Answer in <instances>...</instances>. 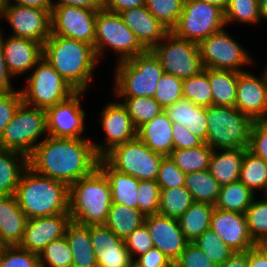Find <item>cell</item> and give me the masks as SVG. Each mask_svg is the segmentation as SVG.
Returning a JSON list of instances; mask_svg holds the SVG:
<instances>
[{
	"mask_svg": "<svg viewBox=\"0 0 267 267\" xmlns=\"http://www.w3.org/2000/svg\"><path fill=\"white\" fill-rule=\"evenodd\" d=\"M107 47L118 53L116 63L129 60L147 51L119 13L103 8L97 11L96 18L94 49L98 59Z\"/></svg>",
	"mask_w": 267,
	"mask_h": 267,
	"instance_id": "cell-7",
	"label": "cell"
},
{
	"mask_svg": "<svg viewBox=\"0 0 267 267\" xmlns=\"http://www.w3.org/2000/svg\"><path fill=\"white\" fill-rule=\"evenodd\" d=\"M144 224L150 232L154 247L174 264L189 243L180 229L178 220L155 214L146 216Z\"/></svg>",
	"mask_w": 267,
	"mask_h": 267,
	"instance_id": "cell-21",
	"label": "cell"
},
{
	"mask_svg": "<svg viewBox=\"0 0 267 267\" xmlns=\"http://www.w3.org/2000/svg\"><path fill=\"white\" fill-rule=\"evenodd\" d=\"M145 216L129 206L112 203L105 225L119 238H127L144 224Z\"/></svg>",
	"mask_w": 267,
	"mask_h": 267,
	"instance_id": "cell-34",
	"label": "cell"
},
{
	"mask_svg": "<svg viewBox=\"0 0 267 267\" xmlns=\"http://www.w3.org/2000/svg\"><path fill=\"white\" fill-rule=\"evenodd\" d=\"M256 193H253L242 182L237 181L220 188L215 208L245 214L252 204Z\"/></svg>",
	"mask_w": 267,
	"mask_h": 267,
	"instance_id": "cell-36",
	"label": "cell"
},
{
	"mask_svg": "<svg viewBox=\"0 0 267 267\" xmlns=\"http://www.w3.org/2000/svg\"><path fill=\"white\" fill-rule=\"evenodd\" d=\"M121 98H123L121 103L126 108L136 129L164 111L153 97Z\"/></svg>",
	"mask_w": 267,
	"mask_h": 267,
	"instance_id": "cell-41",
	"label": "cell"
},
{
	"mask_svg": "<svg viewBox=\"0 0 267 267\" xmlns=\"http://www.w3.org/2000/svg\"><path fill=\"white\" fill-rule=\"evenodd\" d=\"M98 167L110 183L112 203L137 209L139 180L114 169L104 158L99 159Z\"/></svg>",
	"mask_w": 267,
	"mask_h": 267,
	"instance_id": "cell-28",
	"label": "cell"
},
{
	"mask_svg": "<svg viewBox=\"0 0 267 267\" xmlns=\"http://www.w3.org/2000/svg\"><path fill=\"white\" fill-rule=\"evenodd\" d=\"M225 25L240 21L241 23L257 24L262 18L259 11V0H229L224 12Z\"/></svg>",
	"mask_w": 267,
	"mask_h": 267,
	"instance_id": "cell-44",
	"label": "cell"
},
{
	"mask_svg": "<svg viewBox=\"0 0 267 267\" xmlns=\"http://www.w3.org/2000/svg\"><path fill=\"white\" fill-rule=\"evenodd\" d=\"M160 189L159 215L178 219L194 203L185 186Z\"/></svg>",
	"mask_w": 267,
	"mask_h": 267,
	"instance_id": "cell-39",
	"label": "cell"
},
{
	"mask_svg": "<svg viewBox=\"0 0 267 267\" xmlns=\"http://www.w3.org/2000/svg\"><path fill=\"white\" fill-rule=\"evenodd\" d=\"M27 217L20 209L15 195H0V236L6 246L22 242Z\"/></svg>",
	"mask_w": 267,
	"mask_h": 267,
	"instance_id": "cell-26",
	"label": "cell"
},
{
	"mask_svg": "<svg viewBox=\"0 0 267 267\" xmlns=\"http://www.w3.org/2000/svg\"><path fill=\"white\" fill-rule=\"evenodd\" d=\"M22 103L23 99L20 89L11 92H0V139L5 127L12 120Z\"/></svg>",
	"mask_w": 267,
	"mask_h": 267,
	"instance_id": "cell-52",
	"label": "cell"
},
{
	"mask_svg": "<svg viewBox=\"0 0 267 267\" xmlns=\"http://www.w3.org/2000/svg\"><path fill=\"white\" fill-rule=\"evenodd\" d=\"M84 91H75L67 99L46 109V129L55 138H83L85 111L81 109L80 97Z\"/></svg>",
	"mask_w": 267,
	"mask_h": 267,
	"instance_id": "cell-15",
	"label": "cell"
},
{
	"mask_svg": "<svg viewBox=\"0 0 267 267\" xmlns=\"http://www.w3.org/2000/svg\"><path fill=\"white\" fill-rule=\"evenodd\" d=\"M183 98L190 100L196 106L207 108L213 105L209 69L204 68L199 74L183 79Z\"/></svg>",
	"mask_w": 267,
	"mask_h": 267,
	"instance_id": "cell-40",
	"label": "cell"
},
{
	"mask_svg": "<svg viewBox=\"0 0 267 267\" xmlns=\"http://www.w3.org/2000/svg\"><path fill=\"white\" fill-rule=\"evenodd\" d=\"M239 181L253 193L267 188V162L248 148L242 159Z\"/></svg>",
	"mask_w": 267,
	"mask_h": 267,
	"instance_id": "cell-37",
	"label": "cell"
},
{
	"mask_svg": "<svg viewBox=\"0 0 267 267\" xmlns=\"http://www.w3.org/2000/svg\"><path fill=\"white\" fill-rule=\"evenodd\" d=\"M219 267H248V251L235 252Z\"/></svg>",
	"mask_w": 267,
	"mask_h": 267,
	"instance_id": "cell-62",
	"label": "cell"
},
{
	"mask_svg": "<svg viewBox=\"0 0 267 267\" xmlns=\"http://www.w3.org/2000/svg\"><path fill=\"white\" fill-rule=\"evenodd\" d=\"M173 150L190 149L201 146L204 142L190 133V131L181 124L173 123Z\"/></svg>",
	"mask_w": 267,
	"mask_h": 267,
	"instance_id": "cell-55",
	"label": "cell"
},
{
	"mask_svg": "<svg viewBox=\"0 0 267 267\" xmlns=\"http://www.w3.org/2000/svg\"><path fill=\"white\" fill-rule=\"evenodd\" d=\"M215 206L210 203L194 202L177 220L186 240L191 243L210 229Z\"/></svg>",
	"mask_w": 267,
	"mask_h": 267,
	"instance_id": "cell-32",
	"label": "cell"
},
{
	"mask_svg": "<svg viewBox=\"0 0 267 267\" xmlns=\"http://www.w3.org/2000/svg\"><path fill=\"white\" fill-rule=\"evenodd\" d=\"M111 205L110 183L99 167L69 186V213L74 223L105 224Z\"/></svg>",
	"mask_w": 267,
	"mask_h": 267,
	"instance_id": "cell-4",
	"label": "cell"
},
{
	"mask_svg": "<svg viewBox=\"0 0 267 267\" xmlns=\"http://www.w3.org/2000/svg\"><path fill=\"white\" fill-rule=\"evenodd\" d=\"M32 70L25 88L20 90L26 105L46 110L75 92L43 57Z\"/></svg>",
	"mask_w": 267,
	"mask_h": 267,
	"instance_id": "cell-8",
	"label": "cell"
},
{
	"mask_svg": "<svg viewBox=\"0 0 267 267\" xmlns=\"http://www.w3.org/2000/svg\"><path fill=\"white\" fill-rule=\"evenodd\" d=\"M71 223L70 213L27 219L19 246L39 255L51 241L65 237Z\"/></svg>",
	"mask_w": 267,
	"mask_h": 267,
	"instance_id": "cell-18",
	"label": "cell"
},
{
	"mask_svg": "<svg viewBox=\"0 0 267 267\" xmlns=\"http://www.w3.org/2000/svg\"><path fill=\"white\" fill-rule=\"evenodd\" d=\"M124 241L132 259H137V256L147 253L154 247L150 232L145 224L134 230Z\"/></svg>",
	"mask_w": 267,
	"mask_h": 267,
	"instance_id": "cell-51",
	"label": "cell"
},
{
	"mask_svg": "<svg viewBox=\"0 0 267 267\" xmlns=\"http://www.w3.org/2000/svg\"><path fill=\"white\" fill-rule=\"evenodd\" d=\"M213 149L203 143L201 146L190 149L173 150L169 157L184 172L208 170Z\"/></svg>",
	"mask_w": 267,
	"mask_h": 267,
	"instance_id": "cell-38",
	"label": "cell"
},
{
	"mask_svg": "<svg viewBox=\"0 0 267 267\" xmlns=\"http://www.w3.org/2000/svg\"><path fill=\"white\" fill-rule=\"evenodd\" d=\"M194 243L217 266L222 265L235 251L211 229L206 230Z\"/></svg>",
	"mask_w": 267,
	"mask_h": 267,
	"instance_id": "cell-42",
	"label": "cell"
},
{
	"mask_svg": "<svg viewBox=\"0 0 267 267\" xmlns=\"http://www.w3.org/2000/svg\"><path fill=\"white\" fill-rule=\"evenodd\" d=\"M194 202L215 205L221 186L209 170L186 173L185 185Z\"/></svg>",
	"mask_w": 267,
	"mask_h": 267,
	"instance_id": "cell-35",
	"label": "cell"
},
{
	"mask_svg": "<svg viewBox=\"0 0 267 267\" xmlns=\"http://www.w3.org/2000/svg\"><path fill=\"white\" fill-rule=\"evenodd\" d=\"M43 58L75 91L84 92L99 63L94 46L57 35H50L43 44Z\"/></svg>",
	"mask_w": 267,
	"mask_h": 267,
	"instance_id": "cell-2",
	"label": "cell"
},
{
	"mask_svg": "<svg viewBox=\"0 0 267 267\" xmlns=\"http://www.w3.org/2000/svg\"><path fill=\"white\" fill-rule=\"evenodd\" d=\"M248 149L267 162V120L253 123Z\"/></svg>",
	"mask_w": 267,
	"mask_h": 267,
	"instance_id": "cell-54",
	"label": "cell"
},
{
	"mask_svg": "<svg viewBox=\"0 0 267 267\" xmlns=\"http://www.w3.org/2000/svg\"><path fill=\"white\" fill-rule=\"evenodd\" d=\"M201 1L214 5L220 8L223 12H225V10L228 7V3H229V0H201Z\"/></svg>",
	"mask_w": 267,
	"mask_h": 267,
	"instance_id": "cell-63",
	"label": "cell"
},
{
	"mask_svg": "<svg viewBox=\"0 0 267 267\" xmlns=\"http://www.w3.org/2000/svg\"><path fill=\"white\" fill-rule=\"evenodd\" d=\"M0 28V44L9 73L15 77L28 73L43 57V44L11 36L5 39Z\"/></svg>",
	"mask_w": 267,
	"mask_h": 267,
	"instance_id": "cell-22",
	"label": "cell"
},
{
	"mask_svg": "<svg viewBox=\"0 0 267 267\" xmlns=\"http://www.w3.org/2000/svg\"><path fill=\"white\" fill-rule=\"evenodd\" d=\"M65 237L73 254L72 267H98L90 240V225L83 226L72 222Z\"/></svg>",
	"mask_w": 267,
	"mask_h": 267,
	"instance_id": "cell-31",
	"label": "cell"
},
{
	"mask_svg": "<svg viewBox=\"0 0 267 267\" xmlns=\"http://www.w3.org/2000/svg\"><path fill=\"white\" fill-rule=\"evenodd\" d=\"M246 220L252 239L257 244H267V201L256 200L246 210Z\"/></svg>",
	"mask_w": 267,
	"mask_h": 267,
	"instance_id": "cell-43",
	"label": "cell"
},
{
	"mask_svg": "<svg viewBox=\"0 0 267 267\" xmlns=\"http://www.w3.org/2000/svg\"><path fill=\"white\" fill-rule=\"evenodd\" d=\"M203 67L215 70L245 71L242 66L252 63V57L224 29L211 34L199 44Z\"/></svg>",
	"mask_w": 267,
	"mask_h": 267,
	"instance_id": "cell-13",
	"label": "cell"
},
{
	"mask_svg": "<svg viewBox=\"0 0 267 267\" xmlns=\"http://www.w3.org/2000/svg\"><path fill=\"white\" fill-rule=\"evenodd\" d=\"M97 11L77 6H57L51 11V34L94 46Z\"/></svg>",
	"mask_w": 267,
	"mask_h": 267,
	"instance_id": "cell-14",
	"label": "cell"
},
{
	"mask_svg": "<svg viewBox=\"0 0 267 267\" xmlns=\"http://www.w3.org/2000/svg\"><path fill=\"white\" fill-rule=\"evenodd\" d=\"M99 119L106 134V144H96L95 142L93 144L96 154L100 158H103L115 146L137 138V129L120 101L110 102L104 106Z\"/></svg>",
	"mask_w": 267,
	"mask_h": 267,
	"instance_id": "cell-17",
	"label": "cell"
},
{
	"mask_svg": "<svg viewBox=\"0 0 267 267\" xmlns=\"http://www.w3.org/2000/svg\"><path fill=\"white\" fill-rule=\"evenodd\" d=\"M265 192H263L265 195H263V196H265V197H263L266 201H267V188L264 190Z\"/></svg>",
	"mask_w": 267,
	"mask_h": 267,
	"instance_id": "cell-68",
	"label": "cell"
},
{
	"mask_svg": "<svg viewBox=\"0 0 267 267\" xmlns=\"http://www.w3.org/2000/svg\"><path fill=\"white\" fill-rule=\"evenodd\" d=\"M209 82L214 106L235 107L238 72L209 69Z\"/></svg>",
	"mask_w": 267,
	"mask_h": 267,
	"instance_id": "cell-33",
	"label": "cell"
},
{
	"mask_svg": "<svg viewBox=\"0 0 267 267\" xmlns=\"http://www.w3.org/2000/svg\"><path fill=\"white\" fill-rule=\"evenodd\" d=\"M247 148L218 150L221 152L213 150L208 170L221 187L239 181L241 163Z\"/></svg>",
	"mask_w": 267,
	"mask_h": 267,
	"instance_id": "cell-29",
	"label": "cell"
},
{
	"mask_svg": "<svg viewBox=\"0 0 267 267\" xmlns=\"http://www.w3.org/2000/svg\"><path fill=\"white\" fill-rule=\"evenodd\" d=\"M184 173L169 156H165L159 167L156 182L160 188H175L185 185Z\"/></svg>",
	"mask_w": 267,
	"mask_h": 267,
	"instance_id": "cell-50",
	"label": "cell"
},
{
	"mask_svg": "<svg viewBox=\"0 0 267 267\" xmlns=\"http://www.w3.org/2000/svg\"><path fill=\"white\" fill-rule=\"evenodd\" d=\"M248 267H267V244H258L248 250Z\"/></svg>",
	"mask_w": 267,
	"mask_h": 267,
	"instance_id": "cell-58",
	"label": "cell"
},
{
	"mask_svg": "<svg viewBox=\"0 0 267 267\" xmlns=\"http://www.w3.org/2000/svg\"><path fill=\"white\" fill-rule=\"evenodd\" d=\"M174 267H217L194 243H188Z\"/></svg>",
	"mask_w": 267,
	"mask_h": 267,
	"instance_id": "cell-53",
	"label": "cell"
},
{
	"mask_svg": "<svg viewBox=\"0 0 267 267\" xmlns=\"http://www.w3.org/2000/svg\"><path fill=\"white\" fill-rule=\"evenodd\" d=\"M99 159L89 139L48 135L28 156V167L39 175L70 186L92 173L98 167Z\"/></svg>",
	"mask_w": 267,
	"mask_h": 267,
	"instance_id": "cell-1",
	"label": "cell"
},
{
	"mask_svg": "<svg viewBox=\"0 0 267 267\" xmlns=\"http://www.w3.org/2000/svg\"><path fill=\"white\" fill-rule=\"evenodd\" d=\"M165 156L155 153L138 138L115 146L103 158L116 170L140 180H156Z\"/></svg>",
	"mask_w": 267,
	"mask_h": 267,
	"instance_id": "cell-12",
	"label": "cell"
},
{
	"mask_svg": "<svg viewBox=\"0 0 267 267\" xmlns=\"http://www.w3.org/2000/svg\"><path fill=\"white\" fill-rule=\"evenodd\" d=\"M7 4V0H0V18H1V13L3 11L4 6ZM1 20V19H0Z\"/></svg>",
	"mask_w": 267,
	"mask_h": 267,
	"instance_id": "cell-66",
	"label": "cell"
},
{
	"mask_svg": "<svg viewBox=\"0 0 267 267\" xmlns=\"http://www.w3.org/2000/svg\"><path fill=\"white\" fill-rule=\"evenodd\" d=\"M164 111L172 123L183 125L190 133L206 143L208 127L206 107L196 106L190 100L182 97Z\"/></svg>",
	"mask_w": 267,
	"mask_h": 267,
	"instance_id": "cell-27",
	"label": "cell"
},
{
	"mask_svg": "<svg viewBox=\"0 0 267 267\" xmlns=\"http://www.w3.org/2000/svg\"><path fill=\"white\" fill-rule=\"evenodd\" d=\"M12 1H14V3ZM7 4L44 9L47 10L50 14L53 9L51 0H7Z\"/></svg>",
	"mask_w": 267,
	"mask_h": 267,
	"instance_id": "cell-61",
	"label": "cell"
},
{
	"mask_svg": "<svg viewBox=\"0 0 267 267\" xmlns=\"http://www.w3.org/2000/svg\"><path fill=\"white\" fill-rule=\"evenodd\" d=\"M90 240L98 267H127L132 259L124 239L119 238L105 224L90 225Z\"/></svg>",
	"mask_w": 267,
	"mask_h": 267,
	"instance_id": "cell-23",
	"label": "cell"
},
{
	"mask_svg": "<svg viewBox=\"0 0 267 267\" xmlns=\"http://www.w3.org/2000/svg\"><path fill=\"white\" fill-rule=\"evenodd\" d=\"M114 71L117 97H154L164 74L160 60L151 50L117 63Z\"/></svg>",
	"mask_w": 267,
	"mask_h": 267,
	"instance_id": "cell-5",
	"label": "cell"
},
{
	"mask_svg": "<svg viewBox=\"0 0 267 267\" xmlns=\"http://www.w3.org/2000/svg\"><path fill=\"white\" fill-rule=\"evenodd\" d=\"M146 0H103V8L119 13L121 11L144 6Z\"/></svg>",
	"mask_w": 267,
	"mask_h": 267,
	"instance_id": "cell-57",
	"label": "cell"
},
{
	"mask_svg": "<svg viewBox=\"0 0 267 267\" xmlns=\"http://www.w3.org/2000/svg\"><path fill=\"white\" fill-rule=\"evenodd\" d=\"M28 157L18 151L0 148V195H15Z\"/></svg>",
	"mask_w": 267,
	"mask_h": 267,
	"instance_id": "cell-30",
	"label": "cell"
},
{
	"mask_svg": "<svg viewBox=\"0 0 267 267\" xmlns=\"http://www.w3.org/2000/svg\"><path fill=\"white\" fill-rule=\"evenodd\" d=\"M210 229L235 252H246L258 245L249 232L245 214L215 208Z\"/></svg>",
	"mask_w": 267,
	"mask_h": 267,
	"instance_id": "cell-20",
	"label": "cell"
},
{
	"mask_svg": "<svg viewBox=\"0 0 267 267\" xmlns=\"http://www.w3.org/2000/svg\"><path fill=\"white\" fill-rule=\"evenodd\" d=\"M151 51L160 60L164 73L187 79L204 70L199 45L170 31Z\"/></svg>",
	"mask_w": 267,
	"mask_h": 267,
	"instance_id": "cell-10",
	"label": "cell"
},
{
	"mask_svg": "<svg viewBox=\"0 0 267 267\" xmlns=\"http://www.w3.org/2000/svg\"><path fill=\"white\" fill-rule=\"evenodd\" d=\"M119 15L147 50L160 43L170 32L145 5L121 11Z\"/></svg>",
	"mask_w": 267,
	"mask_h": 267,
	"instance_id": "cell-24",
	"label": "cell"
},
{
	"mask_svg": "<svg viewBox=\"0 0 267 267\" xmlns=\"http://www.w3.org/2000/svg\"><path fill=\"white\" fill-rule=\"evenodd\" d=\"M185 0H146L145 7L170 31L177 25Z\"/></svg>",
	"mask_w": 267,
	"mask_h": 267,
	"instance_id": "cell-46",
	"label": "cell"
},
{
	"mask_svg": "<svg viewBox=\"0 0 267 267\" xmlns=\"http://www.w3.org/2000/svg\"><path fill=\"white\" fill-rule=\"evenodd\" d=\"M1 16L9 22L11 36L44 44L51 34V14L47 10L6 4Z\"/></svg>",
	"mask_w": 267,
	"mask_h": 267,
	"instance_id": "cell-16",
	"label": "cell"
},
{
	"mask_svg": "<svg viewBox=\"0 0 267 267\" xmlns=\"http://www.w3.org/2000/svg\"><path fill=\"white\" fill-rule=\"evenodd\" d=\"M160 186L156 180H140L138 185L137 209L146 217L158 214Z\"/></svg>",
	"mask_w": 267,
	"mask_h": 267,
	"instance_id": "cell-48",
	"label": "cell"
},
{
	"mask_svg": "<svg viewBox=\"0 0 267 267\" xmlns=\"http://www.w3.org/2000/svg\"><path fill=\"white\" fill-rule=\"evenodd\" d=\"M259 11L262 20H267V0H259Z\"/></svg>",
	"mask_w": 267,
	"mask_h": 267,
	"instance_id": "cell-64",
	"label": "cell"
},
{
	"mask_svg": "<svg viewBox=\"0 0 267 267\" xmlns=\"http://www.w3.org/2000/svg\"><path fill=\"white\" fill-rule=\"evenodd\" d=\"M208 121L206 143L213 150L248 147L255 122L236 107L210 106L206 108Z\"/></svg>",
	"mask_w": 267,
	"mask_h": 267,
	"instance_id": "cell-6",
	"label": "cell"
},
{
	"mask_svg": "<svg viewBox=\"0 0 267 267\" xmlns=\"http://www.w3.org/2000/svg\"><path fill=\"white\" fill-rule=\"evenodd\" d=\"M0 267H40L39 255L19 245L6 246L0 254Z\"/></svg>",
	"mask_w": 267,
	"mask_h": 267,
	"instance_id": "cell-49",
	"label": "cell"
},
{
	"mask_svg": "<svg viewBox=\"0 0 267 267\" xmlns=\"http://www.w3.org/2000/svg\"><path fill=\"white\" fill-rule=\"evenodd\" d=\"M172 121L165 111L137 129V138L155 153L169 156L173 151Z\"/></svg>",
	"mask_w": 267,
	"mask_h": 267,
	"instance_id": "cell-25",
	"label": "cell"
},
{
	"mask_svg": "<svg viewBox=\"0 0 267 267\" xmlns=\"http://www.w3.org/2000/svg\"><path fill=\"white\" fill-rule=\"evenodd\" d=\"M47 132L46 111L22 103L0 139V148L15 150L27 157ZM39 141V142H38Z\"/></svg>",
	"mask_w": 267,
	"mask_h": 267,
	"instance_id": "cell-9",
	"label": "cell"
},
{
	"mask_svg": "<svg viewBox=\"0 0 267 267\" xmlns=\"http://www.w3.org/2000/svg\"><path fill=\"white\" fill-rule=\"evenodd\" d=\"M15 197L27 219L69 213V186L29 167L21 176Z\"/></svg>",
	"mask_w": 267,
	"mask_h": 267,
	"instance_id": "cell-3",
	"label": "cell"
},
{
	"mask_svg": "<svg viewBox=\"0 0 267 267\" xmlns=\"http://www.w3.org/2000/svg\"><path fill=\"white\" fill-rule=\"evenodd\" d=\"M5 247H6V244L1 240V236H0V254L5 249Z\"/></svg>",
	"mask_w": 267,
	"mask_h": 267,
	"instance_id": "cell-67",
	"label": "cell"
},
{
	"mask_svg": "<svg viewBox=\"0 0 267 267\" xmlns=\"http://www.w3.org/2000/svg\"><path fill=\"white\" fill-rule=\"evenodd\" d=\"M127 267H144L138 260L131 259Z\"/></svg>",
	"mask_w": 267,
	"mask_h": 267,
	"instance_id": "cell-65",
	"label": "cell"
},
{
	"mask_svg": "<svg viewBox=\"0 0 267 267\" xmlns=\"http://www.w3.org/2000/svg\"><path fill=\"white\" fill-rule=\"evenodd\" d=\"M39 261L40 267H72L73 254L66 237L51 241L39 254Z\"/></svg>",
	"mask_w": 267,
	"mask_h": 267,
	"instance_id": "cell-45",
	"label": "cell"
},
{
	"mask_svg": "<svg viewBox=\"0 0 267 267\" xmlns=\"http://www.w3.org/2000/svg\"><path fill=\"white\" fill-rule=\"evenodd\" d=\"M257 77L251 72H238L235 107L254 121L267 120V72Z\"/></svg>",
	"mask_w": 267,
	"mask_h": 267,
	"instance_id": "cell-19",
	"label": "cell"
},
{
	"mask_svg": "<svg viewBox=\"0 0 267 267\" xmlns=\"http://www.w3.org/2000/svg\"><path fill=\"white\" fill-rule=\"evenodd\" d=\"M226 27L224 12L201 0H185L177 25L171 30L177 37L199 44Z\"/></svg>",
	"mask_w": 267,
	"mask_h": 267,
	"instance_id": "cell-11",
	"label": "cell"
},
{
	"mask_svg": "<svg viewBox=\"0 0 267 267\" xmlns=\"http://www.w3.org/2000/svg\"><path fill=\"white\" fill-rule=\"evenodd\" d=\"M11 78L13 79V76L9 73L6 67L5 58L0 44V92H11L15 90L13 89Z\"/></svg>",
	"mask_w": 267,
	"mask_h": 267,
	"instance_id": "cell-60",
	"label": "cell"
},
{
	"mask_svg": "<svg viewBox=\"0 0 267 267\" xmlns=\"http://www.w3.org/2000/svg\"><path fill=\"white\" fill-rule=\"evenodd\" d=\"M52 7L57 6H77L94 10L103 9V0H58L56 3L51 0Z\"/></svg>",
	"mask_w": 267,
	"mask_h": 267,
	"instance_id": "cell-59",
	"label": "cell"
},
{
	"mask_svg": "<svg viewBox=\"0 0 267 267\" xmlns=\"http://www.w3.org/2000/svg\"><path fill=\"white\" fill-rule=\"evenodd\" d=\"M183 97V80L168 73H164L159 81L154 99L165 110Z\"/></svg>",
	"mask_w": 267,
	"mask_h": 267,
	"instance_id": "cell-47",
	"label": "cell"
},
{
	"mask_svg": "<svg viewBox=\"0 0 267 267\" xmlns=\"http://www.w3.org/2000/svg\"><path fill=\"white\" fill-rule=\"evenodd\" d=\"M144 267H174L172 261L158 248H151L147 253L137 257Z\"/></svg>",
	"mask_w": 267,
	"mask_h": 267,
	"instance_id": "cell-56",
	"label": "cell"
}]
</instances>
